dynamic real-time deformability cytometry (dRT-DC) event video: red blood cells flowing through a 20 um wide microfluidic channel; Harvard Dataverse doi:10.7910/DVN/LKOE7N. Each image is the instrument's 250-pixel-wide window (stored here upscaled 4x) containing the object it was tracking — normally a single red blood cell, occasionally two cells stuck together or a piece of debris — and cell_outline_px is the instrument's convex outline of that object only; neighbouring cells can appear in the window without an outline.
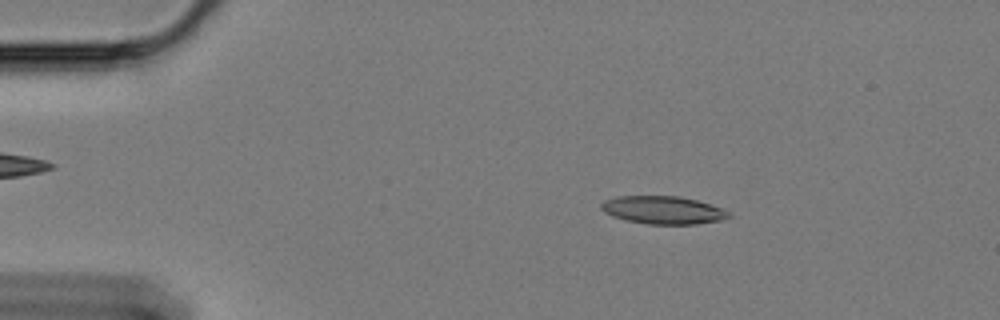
{"species": "Egyptian fruit bat (a non-hibernating species)", "species_latin": "Rousettus aegyptiacus", "temperature_condition": "cold", "stored_images_in_passage": 59, "camera_frame_rate_fps": 3000, "um_per_image_px": 0.085, "animal": {"sex": "female"}, "frame": {"image": 1, "passage_image": 10, "time_ms": 3.0, "image_size_px": [1000, 320], "cell_outline_px": [[732, 216], [720, 220], [696, 224], [648, 224], [624, 220], [612, 216], [604, 212], [600, 208], [600, 204], [604, 200], [616, 196], [680, 196], [696, 200], [724, 208]], "centroid_in_image_um": [56.33, 17.85], "position_along_channel_um": 28.7, "area_um2": 20.87}}
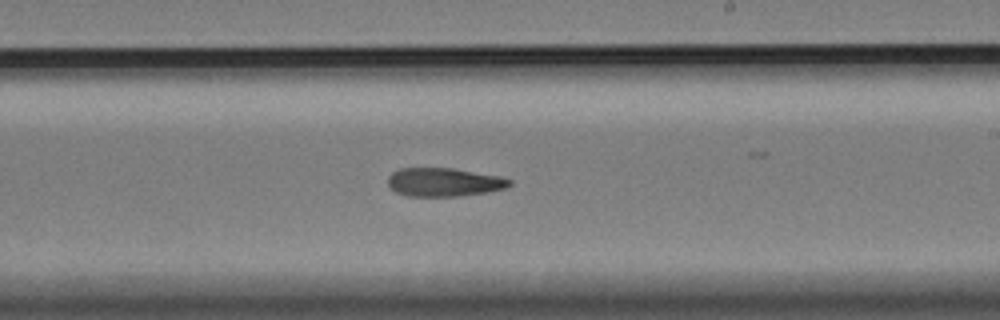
{"frame": {"image": 2, "passage_image": 35, "time_ms": 11.333, "image_size_px": [1000, 320], "cell_outline_px": [[512, 184], [504, 188], [488, 192], [460, 196], [408, 196], [396, 192], [388, 188], [388, 176], [392, 172], [400, 168], [452, 168], [500, 176], [512, 180]], "centroid_in_image_um": [37.71, 15.48], "position_along_channel_um": 251.3, "area_um2": 20.35}}
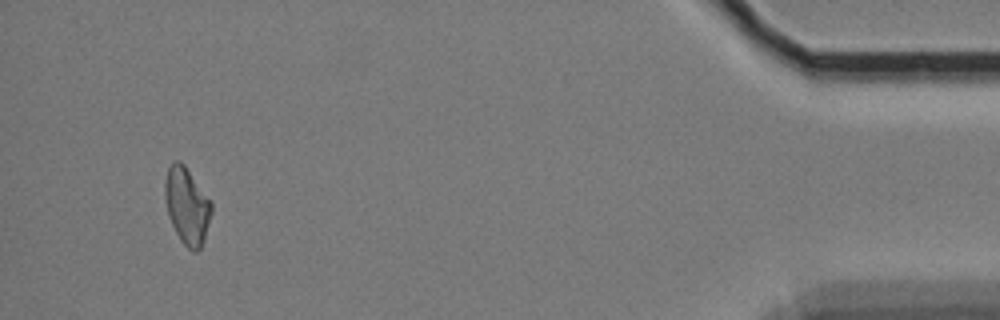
{"frame": {"image": 3, "passage_image": 56, "time_ms": 18.333, "image_size_px": [1000, 320], "cell_outline_px": [[212, 212], [204, 240], [200, 248], [196, 252], [188, 248], [180, 240], [168, 216], [164, 196], [164, 180], [168, 168], [172, 160], [180, 160], [184, 164], [212, 200]], "centroid_in_image_um": [15.89, 17.45], "position_along_channel_um": 419.3, "area_um2": 21.1}}